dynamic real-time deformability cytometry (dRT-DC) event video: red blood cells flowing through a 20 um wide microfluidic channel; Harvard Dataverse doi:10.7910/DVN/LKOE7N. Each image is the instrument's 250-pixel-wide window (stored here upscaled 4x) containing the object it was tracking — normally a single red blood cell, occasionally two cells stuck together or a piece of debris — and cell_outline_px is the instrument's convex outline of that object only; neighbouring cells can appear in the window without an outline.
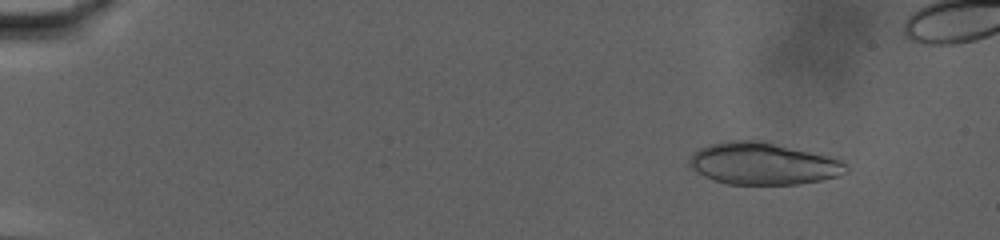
{"species": "human", "species_latin": "Homo sapiens", "temperature_condition": "warm", "stored_images_in_passage": 11, "camera_frame_rate_fps": 3000, "um_per_image_px": 0.085, "donor": {"sex": "male"}, "frame": {"image": 1, "passage_image": 7, "time_ms": 2.0, "image_size_px": [1000, 240], "cell_outline_px": [[832, 160], [828, 176], [812, 180], [784, 184], [736, 184], [720, 180], [712, 176], [700, 156], [704, 152], [712, 148], [732, 144], [764, 144], [800, 152]], "centroid_in_image_um": [64.9, 14.0], "position_along_channel_um": 20.1, "area_um2": 29.71}}